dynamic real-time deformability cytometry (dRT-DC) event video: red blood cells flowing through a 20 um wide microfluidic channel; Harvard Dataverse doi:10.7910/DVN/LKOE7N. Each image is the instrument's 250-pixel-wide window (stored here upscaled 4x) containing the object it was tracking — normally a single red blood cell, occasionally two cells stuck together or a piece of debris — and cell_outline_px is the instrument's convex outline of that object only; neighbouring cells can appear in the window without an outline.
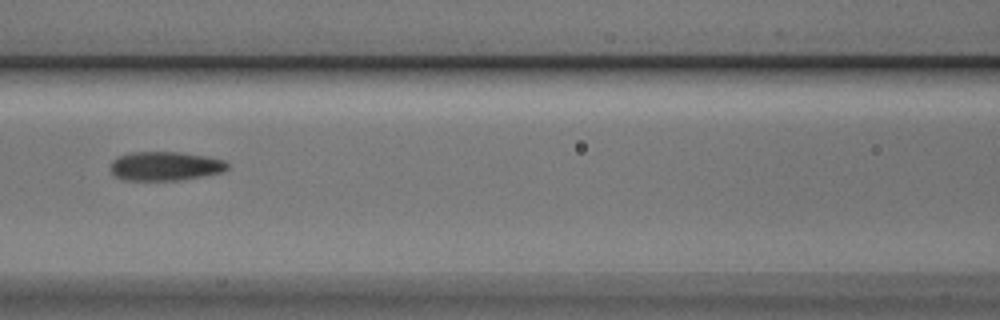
{"species": "Egyptian fruit bat (a non-hibernating species)", "species_latin": "Rousettus aegyptiacus", "temperature_condition": "cold", "stored_images_in_passage": 6, "camera_frame_rate_fps": 3000, "um_per_image_px": 0.085, "animal": {"sex": "male"}, "frame": {"image": 1, "passage_image": 6, "time_ms": 1.667, "image_size_px": [1000, 320], "cell_outline_px": [[228, 168], [224, 172], [204, 176], [180, 180], [124, 180], [112, 176], [108, 168], [112, 160], [116, 156], [132, 152], [180, 152], [208, 156], [224, 160], [228, 164]], "centroid_in_image_um": [14.0, 14.12], "position_along_channel_um": 152.6, "area_um2": 20.23}}